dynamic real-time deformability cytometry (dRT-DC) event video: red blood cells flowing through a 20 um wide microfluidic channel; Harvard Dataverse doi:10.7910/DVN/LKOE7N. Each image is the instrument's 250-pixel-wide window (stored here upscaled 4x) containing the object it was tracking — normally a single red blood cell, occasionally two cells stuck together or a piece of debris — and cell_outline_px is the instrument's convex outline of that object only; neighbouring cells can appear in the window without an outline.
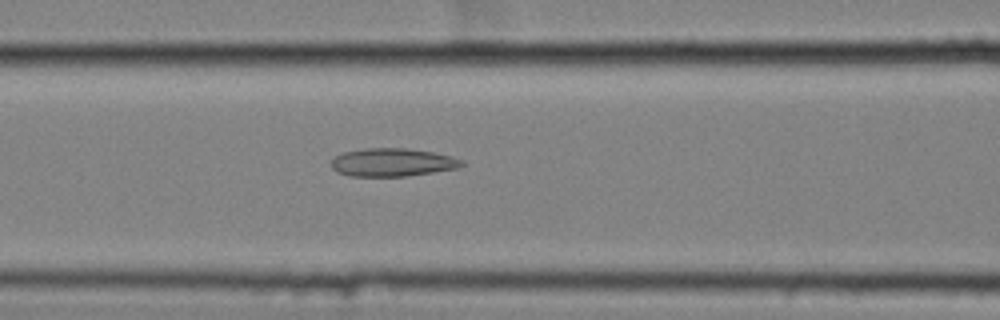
{"species": "common noctule bat (a hibernating species)", "species_latin": "Nyctalus noctula", "temperature_condition": "cold", "stored_images_in_passage": 58, "camera_frame_rate_fps": 3000, "um_per_image_px": 0.085, "animal": {"sex": "female", "body_mass_g": 25.1}, "frame": {"image": 1, "passage_image": 26, "time_ms": 8.333, "image_size_px": [1000, 320], "cell_outline_px": [[464, 164], [456, 168], [408, 176], [348, 176], [336, 172], [332, 168], [332, 160], [336, 156], [344, 152], [364, 148], [404, 148], [432, 152], [452, 156], [464, 160]], "centroid_in_image_um": [33.34, 13.8], "position_along_channel_um": 133.3, "area_um2": 21.33}}
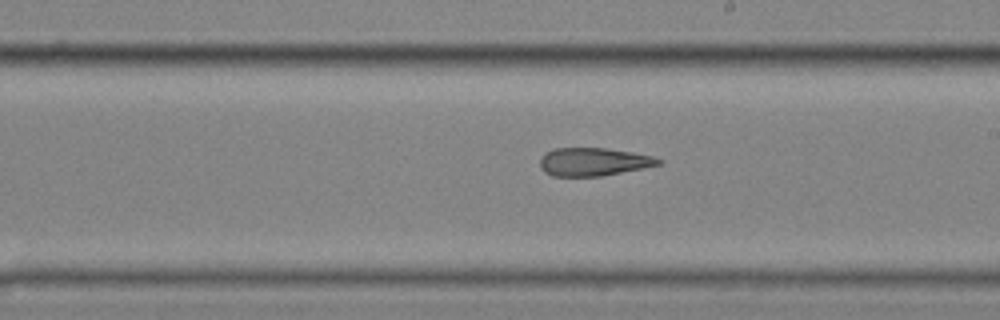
{"frame": {"image": 2, "passage_image": 35, "time_ms": 11.333, "image_size_px": [1000, 320], "cell_outline_px": [[664, 160], [660, 164], [600, 176], [552, 176], [544, 172], [540, 168], [540, 160], [544, 152], [552, 148], [608, 148], [632, 152], [652, 156]], "centroid_in_image_um": [50.39, 13.74], "position_along_channel_um": 238.6, "area_um2": 19.36}}
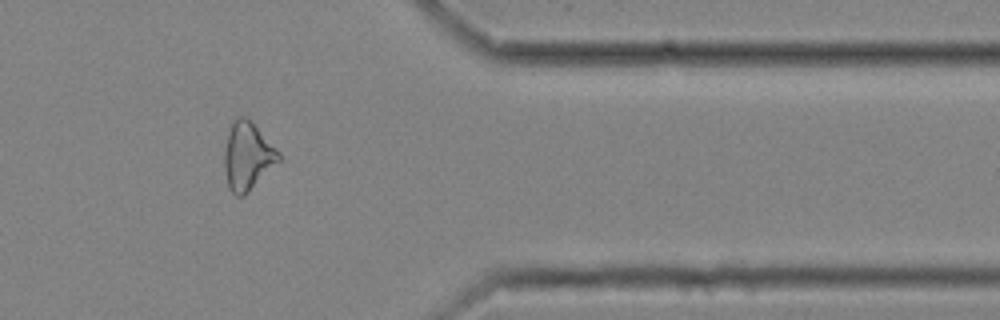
{"frame": {"image": 3, "passage_image": 49, "time_ms": 16.0, "image_size_px": [1000, 320], "cell_outline_px": [[284, 160], [244, 196], [236, 196], [228, 188], [224, 168], [224, 152], [228, 132], [232, 120], [236, 116], [244, 116], [280, 152]], "centroid_in_image_um": [21.06, 13.32], "position_along_channel_um": 390.3, "area_um2": 21.79}}